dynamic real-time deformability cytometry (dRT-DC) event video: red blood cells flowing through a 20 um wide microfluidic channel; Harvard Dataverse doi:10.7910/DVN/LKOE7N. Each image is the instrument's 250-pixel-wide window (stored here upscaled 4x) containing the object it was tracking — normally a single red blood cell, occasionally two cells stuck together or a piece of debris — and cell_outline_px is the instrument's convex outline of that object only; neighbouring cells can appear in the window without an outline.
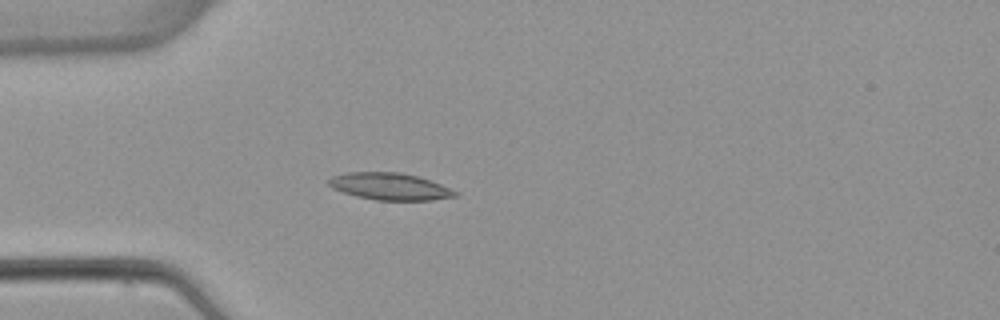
{"species": "common noctule bat (a hibernating species)", "species_latin": "Nyctalus noctula", "temperature_condition": "warm", "stored_images_in_passage": 4, "camera_frame_rate_fps": 3000, "um_per_image_px": 0.085, "animal": {"sex": "female", "body_mass_g": 22.7, "forearm_length_mm": 54.2}, "frame": {"image": 1, "passage_image": 4, "time_ms": 4.667, "image_size_px": [1000, 320], "cell_outline_px": [[456, 196], [432, 200], [376, 200], [356, 196], [332, 188], [328, 184], [328, 180], [332, 176], [344, 172], [400, 172], [416, 176], [440, 184], [456, 192]], "centroid_in_image_um": [33.07, 15.84], "position_along_channel_um": 51.9, "area_um2": 19.65}}